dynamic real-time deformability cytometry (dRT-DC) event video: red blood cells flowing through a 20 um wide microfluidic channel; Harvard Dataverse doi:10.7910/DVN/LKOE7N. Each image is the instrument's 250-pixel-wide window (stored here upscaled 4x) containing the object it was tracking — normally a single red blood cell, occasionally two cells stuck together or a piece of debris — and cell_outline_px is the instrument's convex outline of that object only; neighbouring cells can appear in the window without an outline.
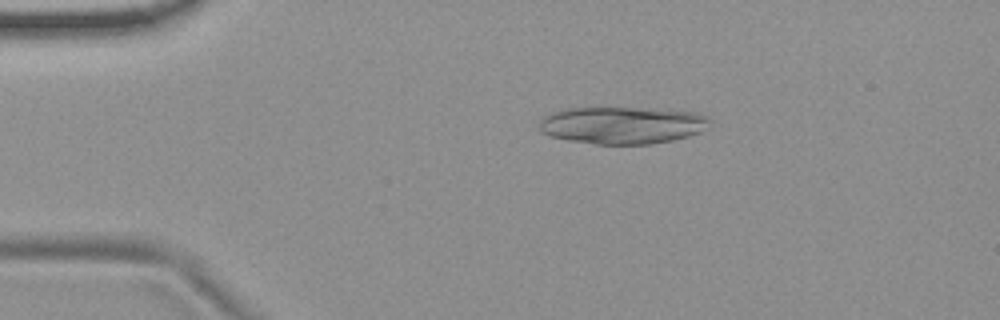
{"species": "common noctule bat (a hibernating species)", "species_latin": "Nyctalus noctula", "temperature_condition": "room temperature", "stored_images_in_passage": 7, "segment_of_instrument_passage": [1, 2], "camera_frame_rate_fps": 3000, "um_per_image_px": 0.085, "animal": {"sex": "female", "body_mass_g": 19.9}, "frame": {"image": 1, "passage_image": 1, "time_ms": 0.0, "image_size_px": [1000, 320], "cell_outline_px": [[712, 128], [688, 136], [672, 140], [652, 144], [596, 144], [568, 140], [548, 136], [540, 132], [540, 120], [544, 116], [552, 112], [568, 108], [636, 108], [692, 112], [708, 116], [712, 120]], "centroid_in_image_um": [52.92, 10.65], "position_along_channel_um": 32.1, "area_um2": 37.17}}